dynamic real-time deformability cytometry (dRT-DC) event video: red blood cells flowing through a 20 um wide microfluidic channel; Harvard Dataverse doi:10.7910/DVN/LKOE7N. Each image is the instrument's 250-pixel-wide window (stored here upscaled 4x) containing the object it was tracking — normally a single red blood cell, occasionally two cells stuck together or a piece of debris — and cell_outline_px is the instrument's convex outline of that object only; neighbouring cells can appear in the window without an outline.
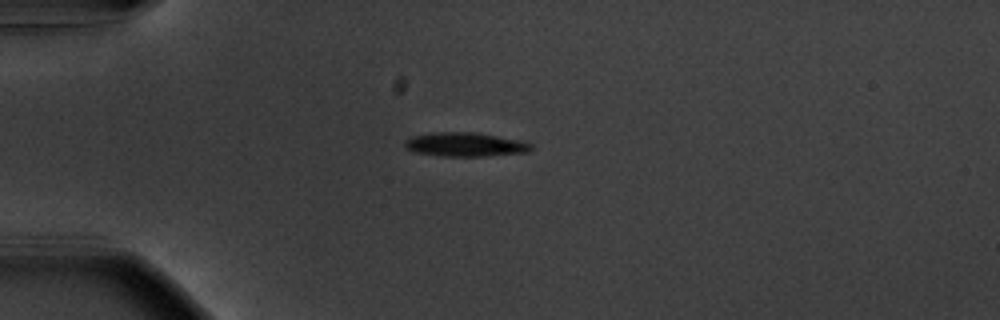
{"species": "common noctule bat (a hibernating species)", "species_latin": "Nyctalus noctula", "temperature_condition": "warm", "stored_images_in_passage": 42, "camera_frame_rate_fps": 3000, "um_per_image_px": 0.085, "animal": {"sex": "male", "body_mass_g": 20.1, "forearm_length_mm": 53.5}, "frame": {"image": 1, "passage_image": 1, "time_ms": 0.0, "image_size_px": [1000, 320], "cell_outline_px": [[532, 148], [528, 152], [484, 156], [444, 156], [416, 152], [404, 148], [404, 140], [412, 136], [432, 132], [476, 132], [524, 140], [532, 144]], "centroid_in_image_um": [39.56, 12.27], "position_along_channel_um": 45.4, "area_um2": 17.86}}
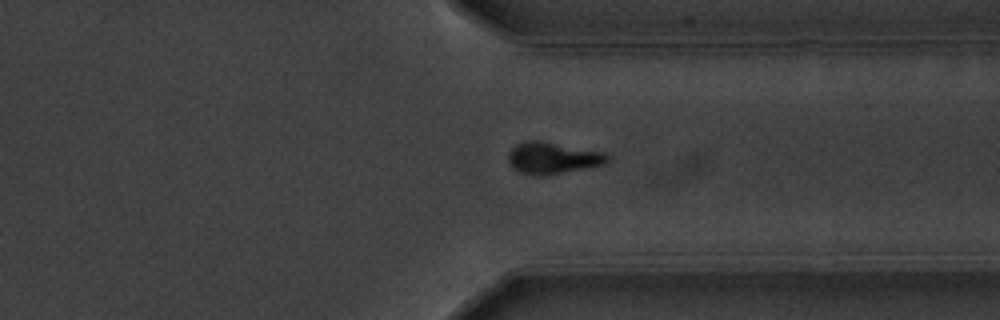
{"frame": {"image": 2, "passage_image": 29, "time_ms": 9.333, "image_size_px": [1000, 320], "cell_outline_px": [[608, 160], [604, 164], [544, 176], [532, 176], [520, 172], [512, 168], [508, 160], [508, 152], [516, 144], [524, 140], [540, 140], [604, 152], [608, 156]], "centroid_in_image_um": [46.91, 13.42], "position_along_channel_um": 364.5, "area_um2": 18.38}}
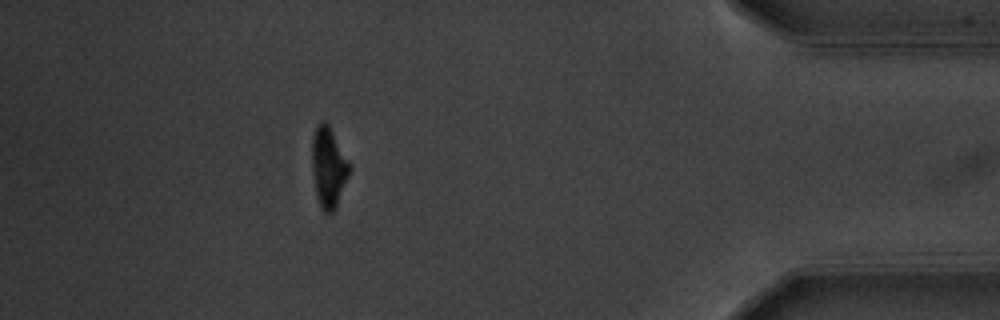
{"frame": {"image": 3, "passage_image": 36, "time_ms": 11.667, "image_size_px": [1000, 320], "cell_outline_px": [[352, 168], [336, 208], [332, 212], [324, 212], [320, 208], [316, 196], [312, 168], [312, 136], [316, 124], [320, 120], [324, 120], [328, 124]], "centroid_in_image_um": [27.91, 14.22], "position_along_channel_um": 407.3, "area_um2": 17.63}, "authors_computed_cell_mechanics": {"area_um2": 17.918, "velocity_mm_per_s": 3.6743, "shape_relaxation_time_tau1_ms": 2.5662, "shape_relaxation_time_tau2_ms": 3.5482, "deformation_change_tau1": 0.1773, "deformation_change_tau2": 0.1043}}